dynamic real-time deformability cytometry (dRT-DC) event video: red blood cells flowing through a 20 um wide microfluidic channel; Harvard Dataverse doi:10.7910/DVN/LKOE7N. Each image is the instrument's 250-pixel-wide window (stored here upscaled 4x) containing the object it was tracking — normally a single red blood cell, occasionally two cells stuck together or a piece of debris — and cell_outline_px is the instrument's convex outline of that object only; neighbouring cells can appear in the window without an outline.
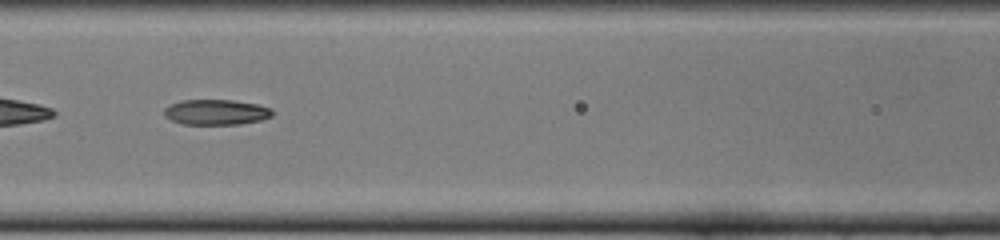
{"species": "common noctule bat (a hibernating species)", "species_latin": "Nyctalus noctula", "temperature_condition": "cold", "stored_images_in_passage": 50, "camera_frame_rate_fps": 3000, "um_per_image_px": 0.085, "animal": {"sex": "female", "body_mass_g": 22.0, "forearm_length_mm": 56.7}, "frame": {"image": 1, "passage_image": 22, "time_ms": 7.0, "image_size_px": [1000, 240], "cell_outline_px": [[272, 116], [260, 120], [240, 124], [184, 124], [172, 120], [164, 116], [164, 108], [180, 100], [232, 100], [256, 104], [272, 108]], "centroid_in_image_um": [18.36, 9.53], "position_along_channel_um": 148.2, "area_um2": 15.9}, "authors_computed_cell_mechanics": {"area_um2": 17.4556, "velocity_mm_per_s": 3.927, "shape_relaxation_time_tau1_ms": null, "shape_relaxation_time_tau2_ms": 4.7613, "deformation_change_tau1": null, "deformation_change_tau2": 0.1214}}